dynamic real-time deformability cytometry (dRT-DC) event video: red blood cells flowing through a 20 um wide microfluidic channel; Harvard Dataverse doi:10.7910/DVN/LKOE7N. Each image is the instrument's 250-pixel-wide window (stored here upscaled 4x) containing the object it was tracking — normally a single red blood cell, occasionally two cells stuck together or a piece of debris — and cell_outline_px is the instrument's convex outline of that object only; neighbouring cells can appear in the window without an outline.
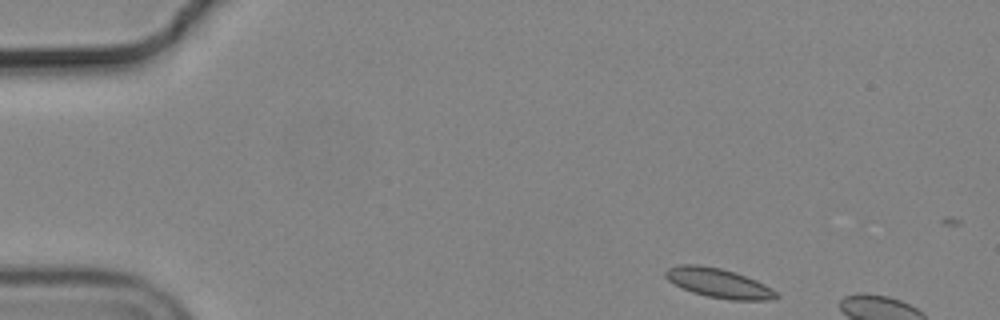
{"species": "common noctule bat (a hibernating species)", "species_latin": "Nyctalus noctula", "temperature_condition": "cold", "stored_images_in_passage": 6, "camera_frame_rate_fps": 3000, "um_per_image_px": 0.085, "animal": {"sex": "male", "body_mass_g": 19.2, "forearm_length_mm": 51.8}, "frame": {"image": 1, "passage_image": 1, "time_ms": 0.0, "image_size_px": [1000, 320], "cell_outline_px": [[780, 296], [768, 300], [732, 300], [708, 296], [692, 292], [668, 280], [664, 276], [664, 272], [668, 268], [680, 264], [696, 264], [720, 268], [736, 272], [756, 280], [772, 288]], "centroid_in_image_um": [61.09, 24.05], "position_along_channel_um": 23.9, "area_um2": 18.84}}